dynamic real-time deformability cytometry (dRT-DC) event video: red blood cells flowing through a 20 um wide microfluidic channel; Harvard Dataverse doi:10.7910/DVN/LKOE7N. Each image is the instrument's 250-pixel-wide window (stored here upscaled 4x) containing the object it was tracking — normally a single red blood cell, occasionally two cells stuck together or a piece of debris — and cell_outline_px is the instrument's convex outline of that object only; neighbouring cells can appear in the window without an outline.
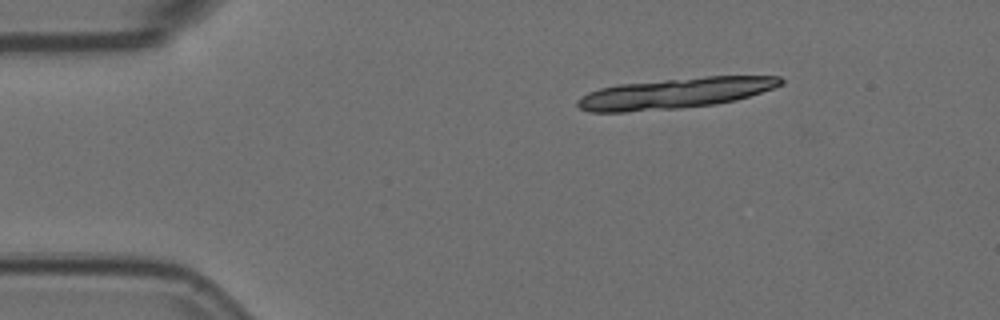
{"species": "Egyptian fruit bat (a non-hibernating species)", "species_latin": "Rousettus aegyptiacus", "temperature_condition": "room temperature", "stored_images_in_passage": 4, "camera_frame_rate_fps": 3000, "um_per_image_px": 0.085, "animal": {"sex": "female"}, "frame": {"image": 1, "passage_image": 1, "time_ms": 0.0, "image_size_px": [1000, 320], "cell_outline_px": [[784, 84], [736, 100], [716, 104], [680, 108], [624, 112], [592, 112], [580, 108], [576, 104], [576, 100], [580, 96], [588, 92], [600, 88], [616, 84], [708, 76], [780, 76], [784, 80]], "centroid_in_image_um": [57.35, 7.92], "position_along_channel_um": 27.6, "area_um2": 36.24}}